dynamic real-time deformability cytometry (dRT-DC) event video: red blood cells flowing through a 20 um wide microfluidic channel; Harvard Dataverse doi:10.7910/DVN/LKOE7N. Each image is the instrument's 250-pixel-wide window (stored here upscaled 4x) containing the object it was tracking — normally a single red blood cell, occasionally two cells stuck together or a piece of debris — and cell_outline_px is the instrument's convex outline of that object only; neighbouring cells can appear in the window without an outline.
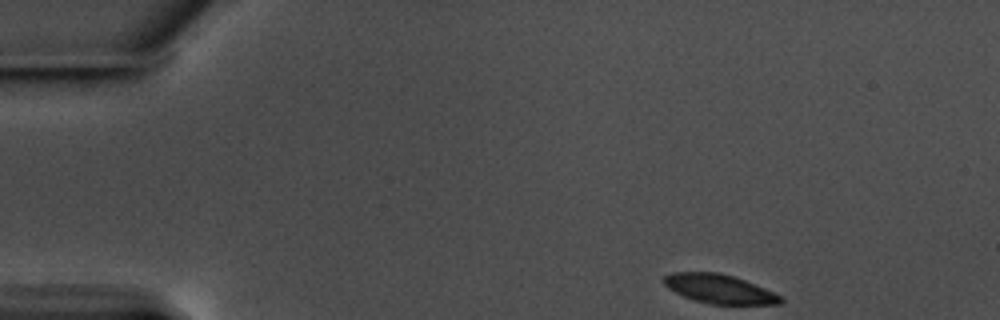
{"species": "common noctule bat (a hibernating species)", "species_latin": "Nyctalus noctula", "temperature_condition": "warm", "stored_images_in_passage": 3, "camera_frame_rate_fps": 3000, "um_per_image_px": 0.085, "animal": {"sex": "male", "body_mass_g": 17.5, "forearm_length_mm": 52.3}, "frame": {"image": 1, "passage_image": 1, "time_ms": 0.0, "image_size_px": [1000, 320], "cell_outline_px": [[784, 300], [780, 304], [712, 304], [692, 300], [668, 288], [664, 284], [664, 276], [672, 272], [716, 272], [732, 276], [744, 280], [784, 296]], "centroid_in_image_um": [61.16, 24.56], "position_along_channel_um": 23.8, "area_um2": 19.65}}